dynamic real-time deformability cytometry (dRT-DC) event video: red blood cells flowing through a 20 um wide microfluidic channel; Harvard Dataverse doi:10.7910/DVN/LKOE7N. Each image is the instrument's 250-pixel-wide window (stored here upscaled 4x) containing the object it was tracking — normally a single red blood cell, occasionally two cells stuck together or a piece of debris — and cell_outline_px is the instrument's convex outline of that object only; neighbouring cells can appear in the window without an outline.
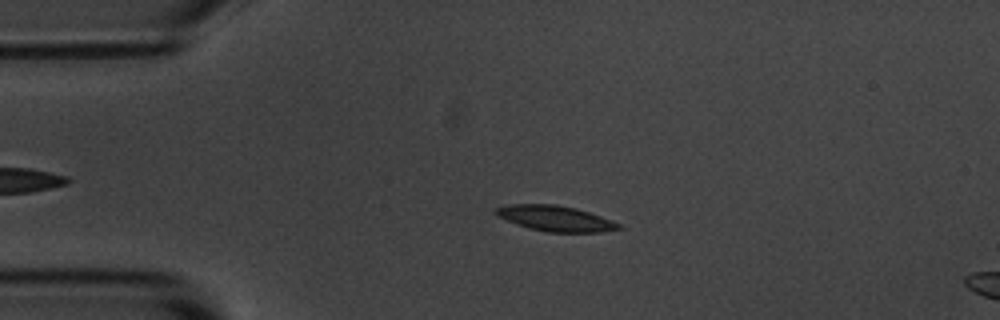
{"species": "common noctule bat (a hibernating species)", "species_latin": "Nyctalus noctula", "temperature_condition": "room temperature", "stored_images_in_passage": 5, "segment_of_instrument_passage": [1, 2], "camera_frame_rate_fps": 3000, "um_per_image_px": 0.085, "animal": {"sex": "male", "body_mass_g": 20.1, "forearm_length_mm": 53.5}, "frame": {"image": 1, "passage_image": 3, "time_ms": 2.333, "image_size_px": [1000, 320], "cell_outline_px": [[624, 228], [600, 232], [548, 232], [528, 228], [516, 224], [496, 216], [492, 212], [496, 208], [508, 204], [556, 204], [576, 208], [612, 220], [620, 224]], "centroid_in_image_um": [47.17, 18.56], "position_along_channel_um": 37.8, "area_um2": 18.38}}